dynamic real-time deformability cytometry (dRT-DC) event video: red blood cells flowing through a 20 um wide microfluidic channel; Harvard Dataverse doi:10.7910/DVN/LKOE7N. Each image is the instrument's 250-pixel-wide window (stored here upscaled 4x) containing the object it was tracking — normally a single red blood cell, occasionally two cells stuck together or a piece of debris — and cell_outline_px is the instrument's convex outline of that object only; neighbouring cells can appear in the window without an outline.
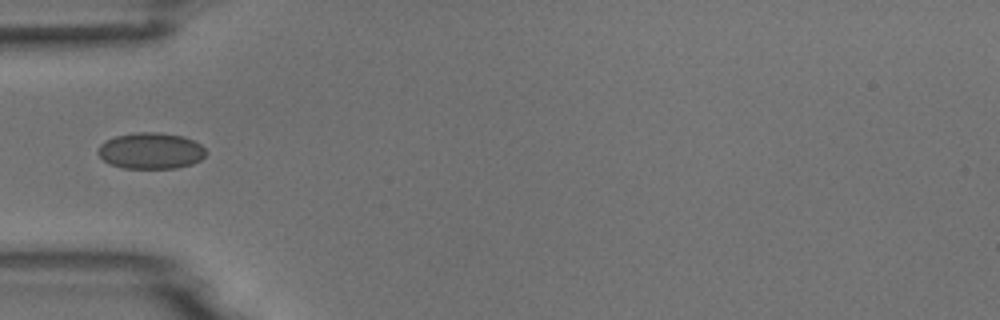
{"species": "common noctule bat (a hibernating species)", "species_latin": "Nyctalus noctula", "temperature_condition": "room temperature", "stored_images_in_passage": 5, "camera_frame_rate_fps": 3000, "um_per_image_px": 0.085, "animal": {"sex": "male", "body_mass_g": 18.8}, "frame": {"image": 1, "passage_image": 5, "time_ms": 4.333, "image_size_px": [1000, 320], "cell_outline_px": [[208, 152], [200, 160], [192, 164], [176, 168], [124, 168], [112, 164], [104, 160], [96, 152], [100, 144], [116, 136], [136, 132], [156, 132], [184, 136], [200, 144]], "centroid_in_image_um": [12.84, 12.81], "position_along_channel_um": 72.2, "area_um2": 22.72}}